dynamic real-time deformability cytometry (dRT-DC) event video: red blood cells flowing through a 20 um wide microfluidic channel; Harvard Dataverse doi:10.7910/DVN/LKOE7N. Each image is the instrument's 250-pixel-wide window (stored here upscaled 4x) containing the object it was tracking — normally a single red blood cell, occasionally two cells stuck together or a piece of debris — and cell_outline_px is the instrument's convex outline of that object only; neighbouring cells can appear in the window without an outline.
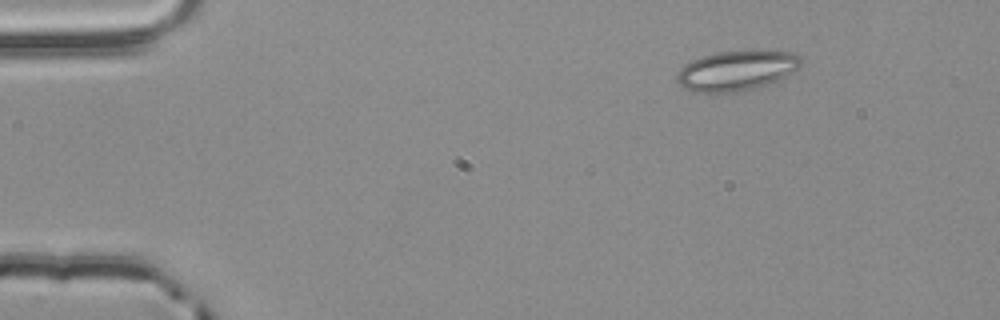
{"species": "common noctule bat (a hibernating species)", "species_latin": "Nyctalus noctula", "temperature_condition": "room temperature", "stored_images_in_passage": 4, "camera_frame_rate_fps": 3000, "um_per_image_px": 0.085, "animal": {"sex": "male", "body_mass_g": 20.4}, "frame": {"image": 1, "passage_image": 2, "time_ms": 0.333, "image_size_px": [1000, 320], "cell_outline_px": [[800, 68], [784, 80], [736, 92], [692, 92], [684, 88], [676, 80], [676, 76], [680, 68], [684, 64], [692, 60], [716, 52], [792, 52], [800, 56]], "centroid_in_image_um": [62.62, 6.03], "position_along_channel_um": 22.4, "area_um2": 28.73}}